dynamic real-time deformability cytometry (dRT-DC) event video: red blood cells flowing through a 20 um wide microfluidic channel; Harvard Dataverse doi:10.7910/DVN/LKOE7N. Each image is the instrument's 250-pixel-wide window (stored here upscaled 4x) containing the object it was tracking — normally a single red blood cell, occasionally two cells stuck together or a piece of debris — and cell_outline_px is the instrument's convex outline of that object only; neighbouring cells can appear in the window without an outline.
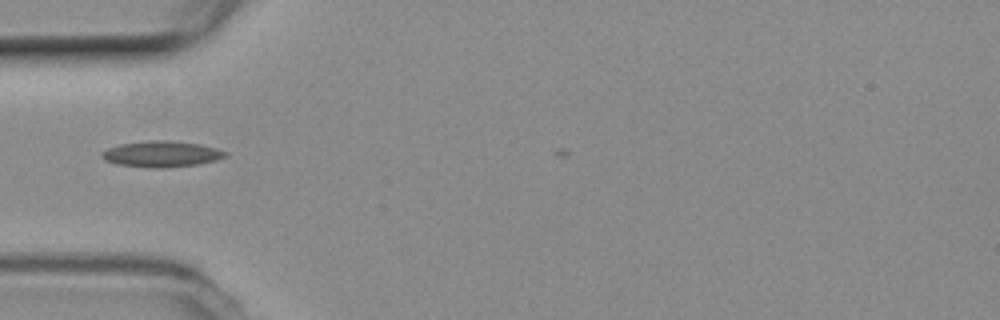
{"species": "common noctule bat (a hibernating species)", "species_latin": "Nyctalus noctula", "temperature_condition": "room temperature", "stored_images_in_passage": 5, "camera_frame_rate_fps": 3000, "um_per_image_px": 0.085, "animal": {"sex": "female", "body_mass_g": 19.3, "forearm_length_mm": 54.1}, "frame": {"image": 1, "passage_image": 3, "time_ms": 0.667, "image_size_px": [1000, 320], "cell_outline_px": [[228, 156], [216, 160], [196, 164], [160, 168], [156, 168], [116, 164], [104, 160], [100, 156], [100, 152], [108, 148], [120, 144], [148, 140], [168, 140], [200, 144], [216, 148], [228, 152]], "centroid_in_image_um": [13.71, 13.08], "position_along_channel_um": 71.3, "area_um2": 18.73}}